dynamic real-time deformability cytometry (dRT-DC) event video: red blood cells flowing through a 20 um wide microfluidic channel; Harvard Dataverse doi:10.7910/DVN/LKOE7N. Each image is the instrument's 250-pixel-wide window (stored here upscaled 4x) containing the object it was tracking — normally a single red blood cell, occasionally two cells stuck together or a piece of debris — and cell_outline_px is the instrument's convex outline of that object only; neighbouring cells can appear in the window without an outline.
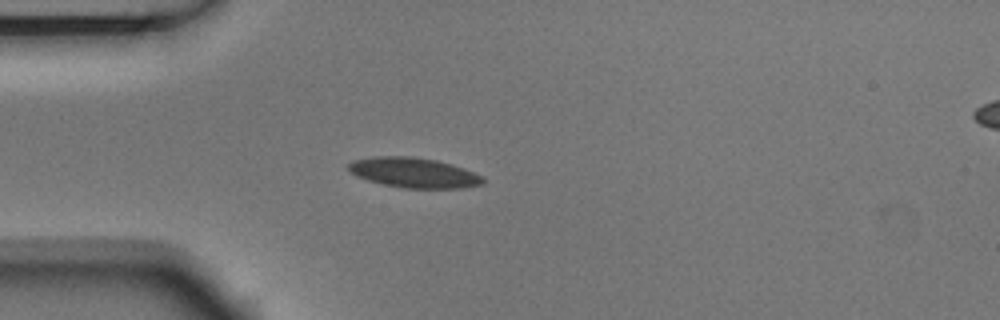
{"species": "Egyptian fruit bat (a non-hibernating species)", "species_latin": "Rousettus aegyptiacus", "temperature_condition": "room temperature", "stored_images_in_passage": 4, "camera_frame_rate_fps": 3000, "um_per_image_px": 0.085, "animal": {"sex": "male"}, "frame": {"image": 1, "passage_image": 2, "time_ms": 0.333, "image_size_px": [1000, 320], "cell_outline_px": [[484, 184], [460, 188], [404, 188], [384, 184], [368, 180], [356, 176], [348, 168], [348, 164], [352, 160], [376, 156], [412, 156], [436, 160], [452, 164], [464, 168], [484, 176]], "centroid_in_image_um": [35.2, 14.67], "position_along_channel_um": 49.8, "area_um2": 23.58}}
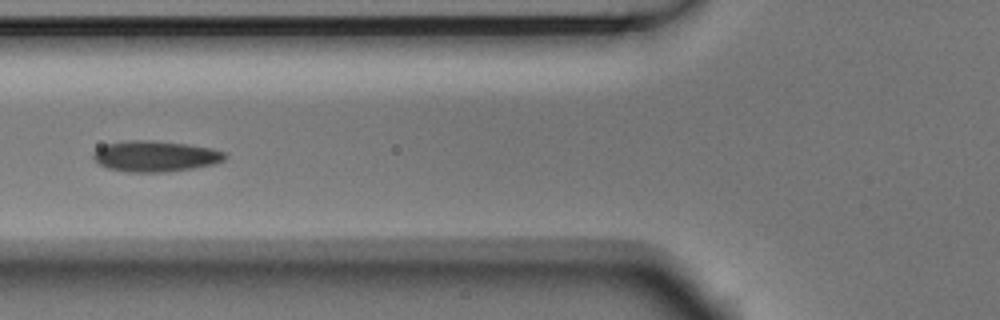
{"frame": {"image": 2, "passage_image": 4, "time_ms": 1.0, "image_size_px": [1000, 320], "cell_outline_px": [[228, 156], [224, 160], [212, 164], [192, 168], [164, 172], [128, 172], [108, 168], [100, 164], [92, 156], [92, 152], [104, 144], [124, 140], [152, 140], [188, 144], [212, 148], [224, 152]], "centroid_in_image_um": [13.18, 13.26], "position_along_channel_um": 112.6, "area_um2": 23.76}}